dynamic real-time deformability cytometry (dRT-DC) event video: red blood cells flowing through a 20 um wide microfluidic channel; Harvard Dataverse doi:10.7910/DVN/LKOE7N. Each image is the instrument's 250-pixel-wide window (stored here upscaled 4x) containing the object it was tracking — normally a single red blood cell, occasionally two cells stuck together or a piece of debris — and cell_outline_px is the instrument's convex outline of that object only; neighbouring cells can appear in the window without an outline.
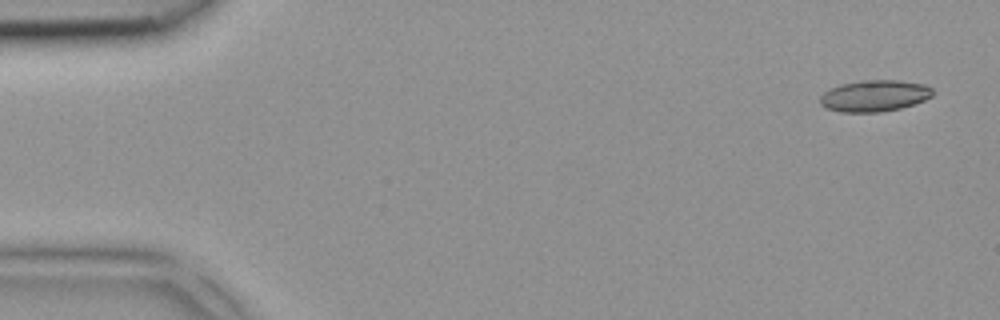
{"species": "common noctule bat (a hibernating species)", "species_latin": "Nyctalus noctula", "temperature_condition": "room temperature", "stored_images_in_passage": 4, "camera_frame_rate_fps": 3000, "um_per_image_px": 0.085, "animal": {"sex": "female", "body_mass_g": 18.4}, "frame": {"image": 1, "passage_image": 1, "time_ms": 0.0, "image_size_px": [1000, 320], "cell_outline_px": [[932, 96], [924, 100], [900, 108], [880, 112], [840, 112], [824, 108], [820, 104], [820, 96], [828, 88], [840, 84], [860, 80], [900, 80], [924, 84], [932, 88]], "centroid_in_image_um": [74.28, 8.14], "position_along_channel_um": 10.7, "area_um2": 20.81}}